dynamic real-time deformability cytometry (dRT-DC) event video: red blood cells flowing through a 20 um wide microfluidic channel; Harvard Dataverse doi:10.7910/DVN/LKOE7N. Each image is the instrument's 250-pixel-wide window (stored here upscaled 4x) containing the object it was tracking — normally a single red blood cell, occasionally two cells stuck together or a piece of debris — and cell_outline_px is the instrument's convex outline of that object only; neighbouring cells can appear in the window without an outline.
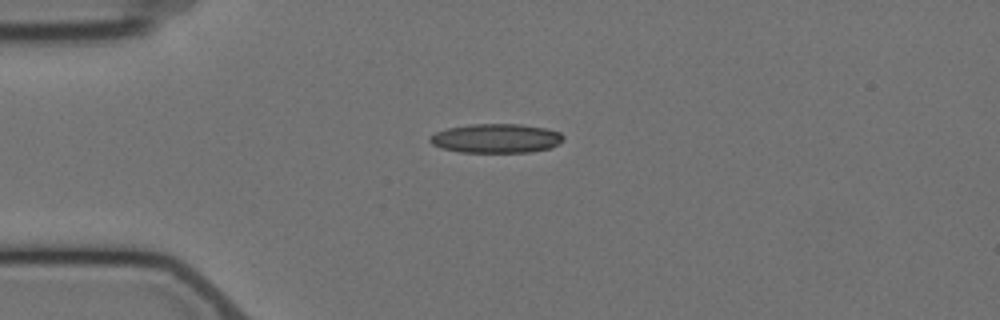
{"species": "Egyptian fruit bat (a non-hibernating species)", "species_latin": "Rousettus aegyptiacus", "temperature_condition": "cold", "stored_images_in_passage": 12, "camera_frame_rate_fps": 3000, "um_per_image_px": 0.085, "animal": {"sex": "female"}, "frame": {"image": 1, "passage_image": 3, "time_ms": 3.333, "image_size_px": [1000, 320], "cell_outline_px": [[564, 140], [552, 148], [528, 152], [460, 152], [444, 148], [432, 144], [428, 140], [428, 136], [436, 132], [448, 128], [472, 124], [520, 124], [548, 128], [560, 132], [564, 136]], "centroid_in_image_um": [42.21, 11.75], "position_along_channel_um": 42.8, "area_um2": 22.77}}
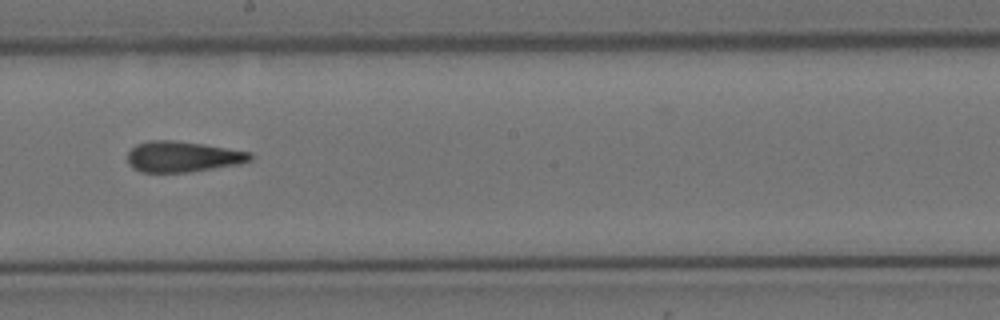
{"frame": {"image": 2, "passage_image": 8, "time_ms": 9.333, "image_size_px": [1000, 320], "cell_outline_px": [[252, 160], [240, 164], [188, 172], [140, 172], [132, 168], [128, 164], [128, 152], [136, 144], [148, 140], [172, 140], [204, 144], [252, 152]], "centroid_in_image_um": [15.52, 13.31], "position_along_channel_um": 232.7, "area_um2": 22.14}}
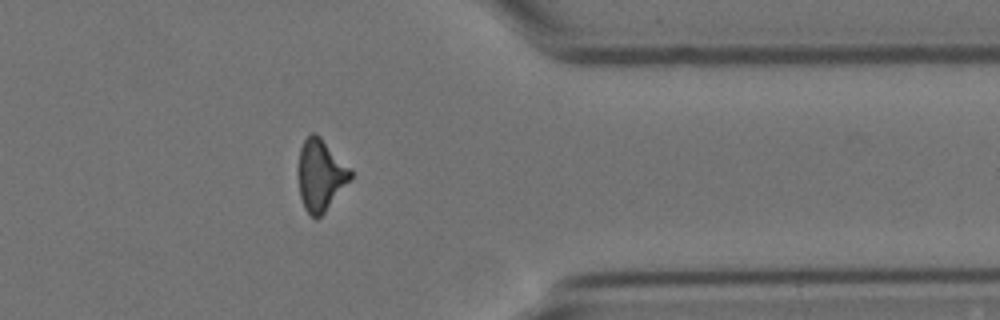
{"frame": {"image": 3, "passage_image": 12, "time_ms": 14.0, "image_size_px": [1000, 320], "cell_outline_px": [[352, 180], [324, 212], [316, 220], [304, 208], [300, 196], [300, 148], [304, 140], [312, 132], [316, 132], [352, 168]], "centroid_in_image_um": [27.31, 14.87], "position_along_channel_um": 384.1, "area_um2": 21.68}, "authors_computed_cell_mechanics": {"area_um2": 21.8484, "velocity_mm_per_s": 3.5169, "shape_relaxation_time_tau1_ms": null, "shape_relaxation_time_tau2_ms": 3.1305, "deformation_change_tau1": null, "deformation_change_tau2": 0.1164}}